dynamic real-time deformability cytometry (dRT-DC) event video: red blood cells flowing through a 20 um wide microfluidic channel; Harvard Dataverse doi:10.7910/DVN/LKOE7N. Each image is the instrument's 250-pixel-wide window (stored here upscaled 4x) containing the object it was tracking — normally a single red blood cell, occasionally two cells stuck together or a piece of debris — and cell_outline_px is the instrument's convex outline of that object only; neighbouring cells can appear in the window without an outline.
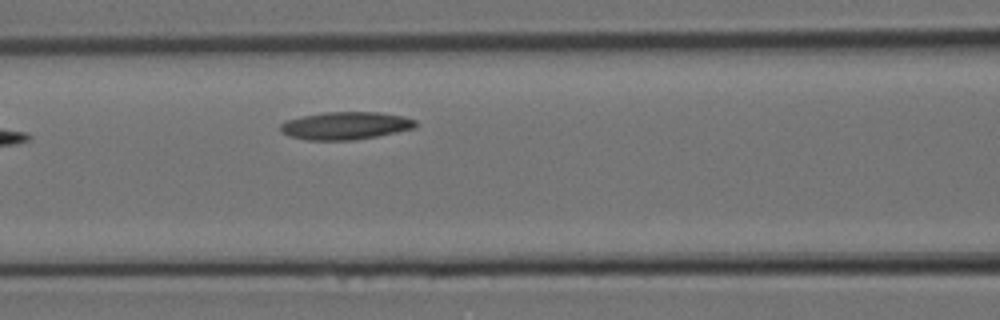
{"species": "Egyptian fruit bat (a non-hibernating species)", "species_latin": "Rousettus aegyptiacus", "temperature_condition": "room temperature", "stored_images_in_passage": 6, "camera_frame_rate_fps": 3000, "um_per_image_px": 0.085, "animal": {"sex": "female"}, "frame": {"image": 1, "passage_image": 6, "time_ms": 1.667, "image_size_px": [1000, 320], "cell_outline_px": [[416, 128], [356, 140], [308, 140], [288, 136], [280, 132], [280, 124], [288, 120], [304, 116], [324, 112], [376, 112], [404, 116], [416, 120]], "centroid_in_image_um": [29.37, 10.69], "position_along_channel_um": 137.2, "area_um2": 21.79}}